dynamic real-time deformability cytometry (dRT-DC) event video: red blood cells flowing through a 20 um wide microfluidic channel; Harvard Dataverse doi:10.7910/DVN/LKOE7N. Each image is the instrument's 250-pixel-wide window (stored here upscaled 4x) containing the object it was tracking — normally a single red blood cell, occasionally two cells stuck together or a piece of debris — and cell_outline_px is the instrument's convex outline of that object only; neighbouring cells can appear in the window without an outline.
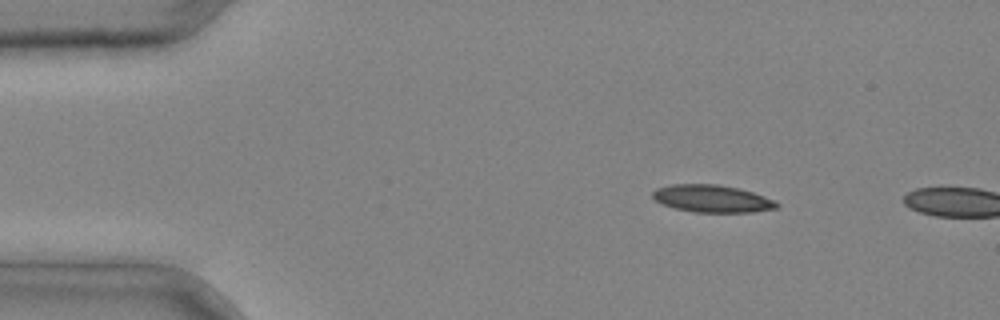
{"species": "common noctule bat (a hibernating species)", "species_latin": "Nyctalus noctula", "temperature_condition": "cold", "stored_images_in_passage": 2, "camera_frame_rate_fps": 3000, "um_per_image_px": 0.085, "animal": {"sex": "male", "body_mass_g": 20.4}, "frame": {"image": 1, "passage_image": 1, "time_ms": 0.0, "image_size_px": [1000, 320], "cell_outline_px": [[780, 204], [776, 208], [752, 212], [692, 212], [672, 208], [656, 200], [652, 196], [652, 192], [656, 188], [672, 184], [716, 184], [736, 188], [752, 192], [764, 196]], "centroid_in_image_um": [60.49, 16.89], "position_along_channel_um": 24.5, "area_um2": 19.65}}